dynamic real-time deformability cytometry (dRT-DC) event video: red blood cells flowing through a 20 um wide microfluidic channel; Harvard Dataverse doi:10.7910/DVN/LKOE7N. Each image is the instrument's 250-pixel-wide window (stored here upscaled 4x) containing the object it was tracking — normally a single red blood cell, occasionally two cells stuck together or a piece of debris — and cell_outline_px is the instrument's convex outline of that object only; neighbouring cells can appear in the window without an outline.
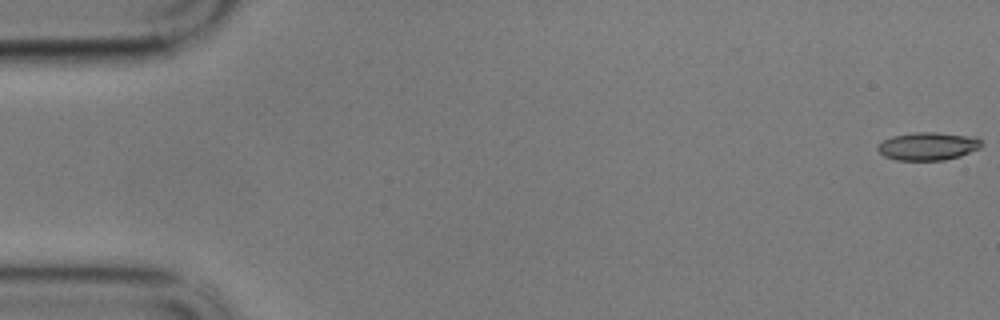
{"species": "common noctule bat (a hibernating species)", "species_latin": "Nyctalus noctula", "temperature_condition": "cold", "stored_images_in_passage": 59, "camera_frame_rate_fps": 3000, "um_per_image_px": 0.085, "animal": {"sex": "male", "body_mass_g": 17.9}, "frame": {"image": 1, "passage_image": 1, "time_ms": 0.0, "image_size_px": [1000, 320], "cell_outline_px": [[984, 144], [980, 148], [960, 156], [944, 160], [896, 160], [884, 156], [876, 148], [884, 140], [892, 136], [916, 132], [936, 132], [976, 136]], "centroid_in_image_um": [78.92, 12.42], "position_along_channel_um": 6.1, "area_um2": 16.99}}
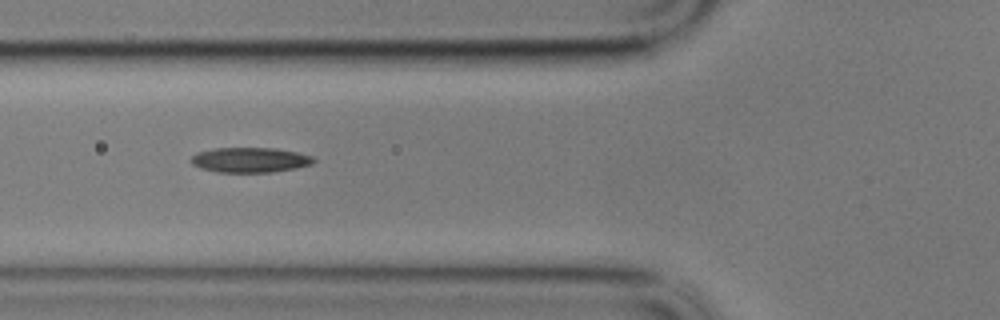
{"frame": {"image": 2, "passage_image": 22, "time_ms": 7.0, "image_size_px": [1000, 320], "cell_outline_px": [[316, 160], [312, 164], [296, 168], [272, 172], [216, 172], [200, 168], [192, 164], [188, 160], [196, 152], [216, 148], [276, 148], [300, 152], [312, 156]], "centroid_in_image_um": [21.25, 13.59], "position_along_channel_um": 104.6, "area_um2": 18.09}}
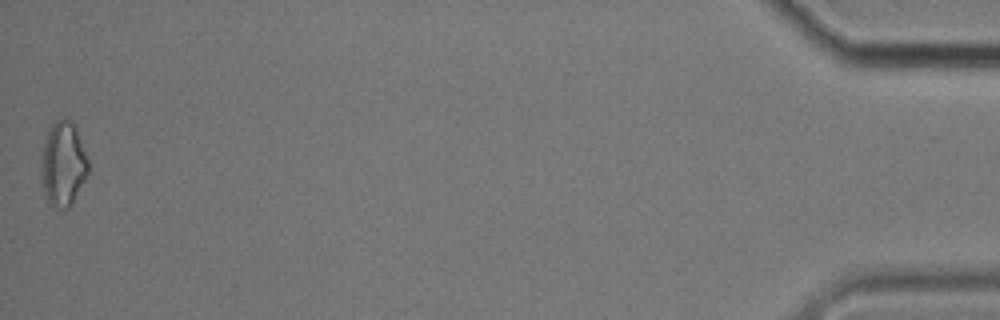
{"frame": {"image": 3, "passage_image": 59, "time_ms": 19.333, "image_size_px": [1000, 320], "cell_outline_px": [[88, 172], [84, 180], [68, 208], [60, 208], [48, 204], [44, 192], [44, 144], [48, 128], [56, 120], [72, 120], [76, 124], [88, 160]], "centroid_in_image_um": [5.41, 13.89], "position_along_channel_um": 429.8, "area_um2": 22.31}, "authors_computed_cell_mechanics": {"area_um2": 17.3978, "velocity_mm_per_s": 3.3996, "shape_relaxation_time_tau1_ms": 7.0763, "shape_relaxation_time_tau2_ms": 4.3449, "deformation_change_tau1": 0.1555, "deformation_change_tau2": 0.1254}}